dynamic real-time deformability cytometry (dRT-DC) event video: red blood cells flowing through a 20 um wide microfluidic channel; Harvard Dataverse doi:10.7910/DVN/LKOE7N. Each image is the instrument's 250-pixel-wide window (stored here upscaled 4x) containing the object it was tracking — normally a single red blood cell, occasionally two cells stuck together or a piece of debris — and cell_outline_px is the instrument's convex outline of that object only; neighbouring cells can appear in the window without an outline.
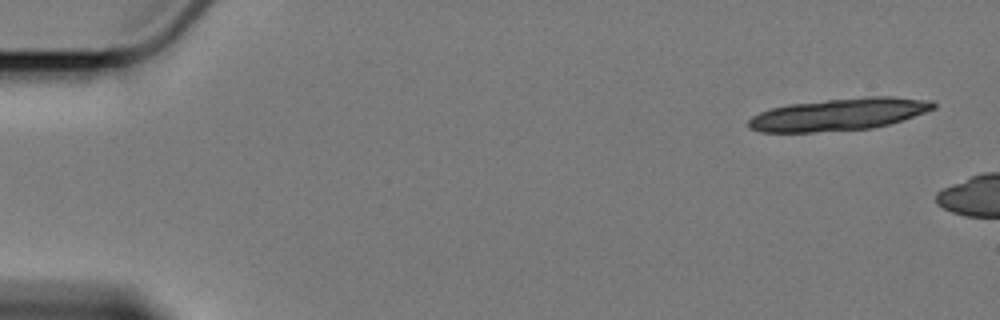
{"species": "Egyptian fruit bat (a non-hibernating species)", "species_latin": "Rousettus aegyptiacus", "temperature_condition": "cold", "stored_images_in_passage": 3, "camera_frame_rate_fps": 3000, "um_per_image_px": 0.085, "animal": {"sex": "female"}, "frame": {"image": 1, "passage_image": 1, "time_ms": 0.0, "image_size_px": [1000, 320], "cell_outline_px": [[936, 108], [904, 120], [872, 128], [816, 132], [760, 132], [748, 128], [748, 120], [752, 116], [760, 112], [772, 108], [788, 104], [868, 96], [892, 96], [932, 100], [936, 104]], "centroid_in_image_um": [71.33, 9.72], "position_along_channel_um": 13.7, "area_um2": 34.8}}